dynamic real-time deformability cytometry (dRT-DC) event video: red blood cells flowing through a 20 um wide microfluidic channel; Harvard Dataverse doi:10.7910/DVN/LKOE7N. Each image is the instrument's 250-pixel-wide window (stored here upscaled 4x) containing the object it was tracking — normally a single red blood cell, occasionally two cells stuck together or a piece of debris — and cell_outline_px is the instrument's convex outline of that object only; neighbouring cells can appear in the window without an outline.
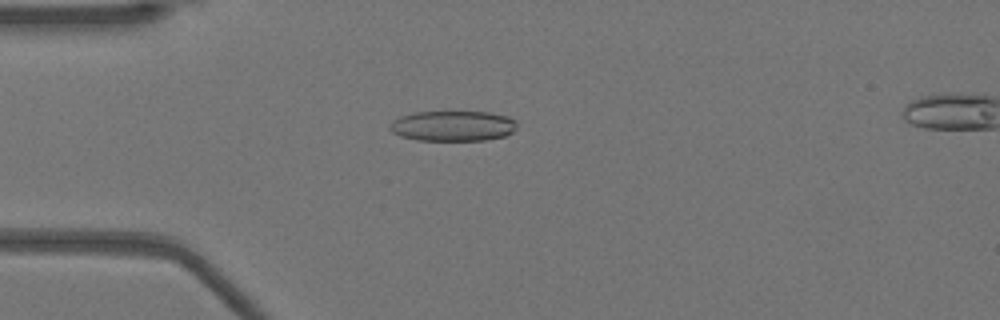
{"species": "Egyptian fruit bat (a non-hibernating species)", "species_latin": "Rousettus aegyptiacus", "temperature_condition": "warm", "stored_images_in_passage": 52, "camera_frame_rate_fps": 3000, "um_per_image_px": 0.085, "animal": {"sex": "female"}, "frame": {"image": 1, "passage_image": 14, "time_ms": 4.333, "image_size_px": [1000, 320], "cell_outline_px": [[516, 128], [512, 132], [504, 136], [484, 140], [416, 140], [400, 136], [392, 132], [388, 128], [388, 124], [392, 120], [400, 116], [412, 112], [492, 112], [508, 116], [516, 120]], "centroid_in_image_um": [38.46, 10.69], "position_along_channel_um": 46.5, "area_um2": 22.72}}
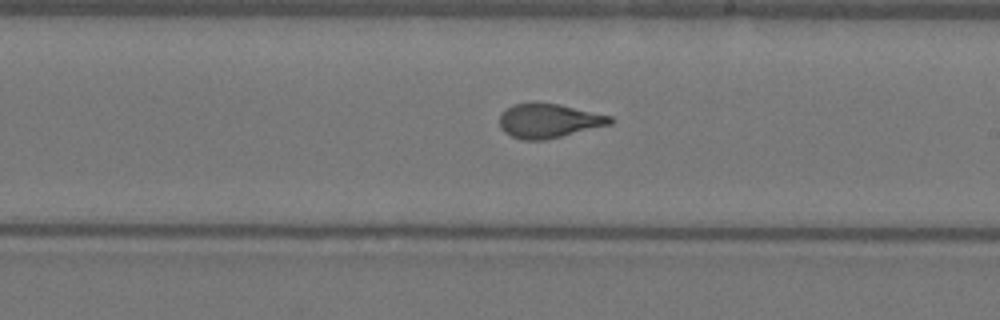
{"frame": {"image": 2, "passage_image": 30, "time_ms": 9.667, "image_size_px": [1000, 320], "cell_outline_px": [[616, 120], [612, 124], [544, 140], [524, 140], [512, 136], [504, 132], [500, 128], [500, 112], [512, 104], [560, 104], [612, 116]], "centroid_in_image_um": [46.66, 10.27], "position_along_channel_um": 242.3, "area_um2": 21.91}}
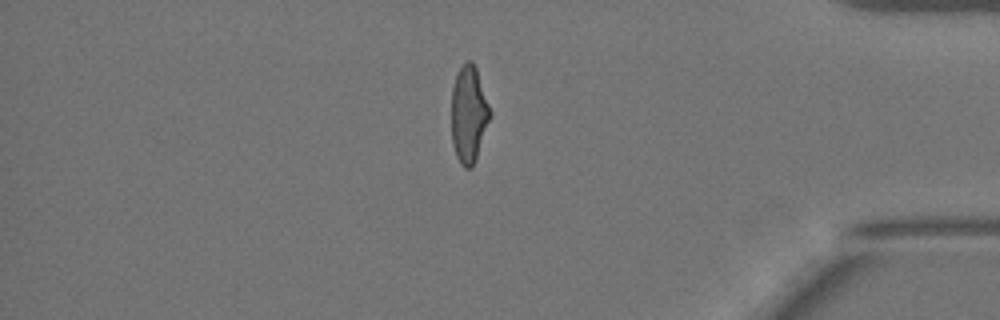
{"frame": {"image": 3, "passage_image": 44, "time_ms": 14.333, "image_size_px": [1000, 320], "cell_outline_px": [[492, 116], [476, 160], [472, 168], [464, 168], [460, 164], [456, 156], [452, 144], [452, 88], [456, 76], [460, 68], [468, 60], [472, 60], [476, 68], [492, 112]], "centroid_in_image_um": [39.87, 9.76], "position_along_channel_um": 395.3, "area_um2": 22.02}, "authors_computed_cell_mechanics": {"area_um2": 22.5998, "velocity_mm_per_s": 3.9503, "shape_relaxation_time_tau1_ms": 6.1012, "shape_relaxation_time_tau2_ms": 0.8335, "deformation_change_tau1": 0.2249, "deformation_change_tau2": 0.0754}}